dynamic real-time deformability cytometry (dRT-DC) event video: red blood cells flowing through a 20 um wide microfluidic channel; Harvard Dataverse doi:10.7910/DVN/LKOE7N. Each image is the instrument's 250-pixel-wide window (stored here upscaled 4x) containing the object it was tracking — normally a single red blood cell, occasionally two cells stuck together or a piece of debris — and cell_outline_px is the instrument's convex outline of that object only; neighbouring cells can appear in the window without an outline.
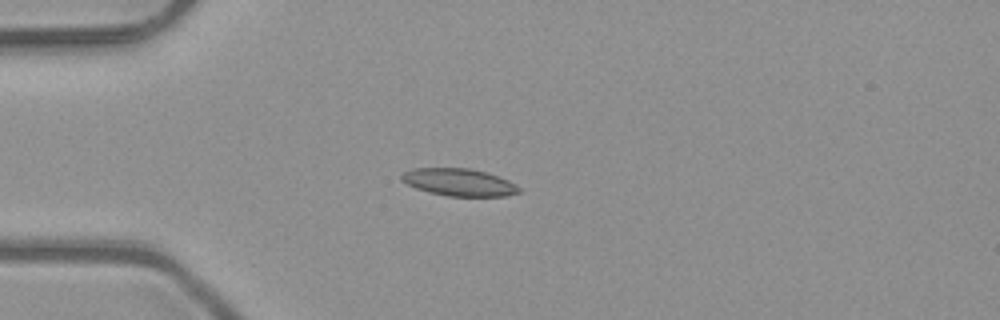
{"species": "common noctule bat (a hibernating species)", "species_latin": "Nyctalus noctula", "temperature_condition": "room temperature", "stored_images_in_passage": 4, "camera_frame_rate_fps": 3000, "um_per_image_px": 0.085, "animal": {"sex": "male", "body_mass_g": 23.1, "forearm_length_mm": 52.7}, "frame": {"image": 1, "passage_image": 3, "time_ms": 0.667, "image_size_px": [1000, 320], "cell_outline_px": [[520, 192], [504, 196], [448, 196], [416, 188], [400, 180], [400, 176], [404, 172], [412, 168], [468, 168], [488, 172], [508, 180], [520, 188]], "centroid_in_image_um": [39.01, 15.48], "position_along_channel_um": 46.0, "area_um2": 18.61}}